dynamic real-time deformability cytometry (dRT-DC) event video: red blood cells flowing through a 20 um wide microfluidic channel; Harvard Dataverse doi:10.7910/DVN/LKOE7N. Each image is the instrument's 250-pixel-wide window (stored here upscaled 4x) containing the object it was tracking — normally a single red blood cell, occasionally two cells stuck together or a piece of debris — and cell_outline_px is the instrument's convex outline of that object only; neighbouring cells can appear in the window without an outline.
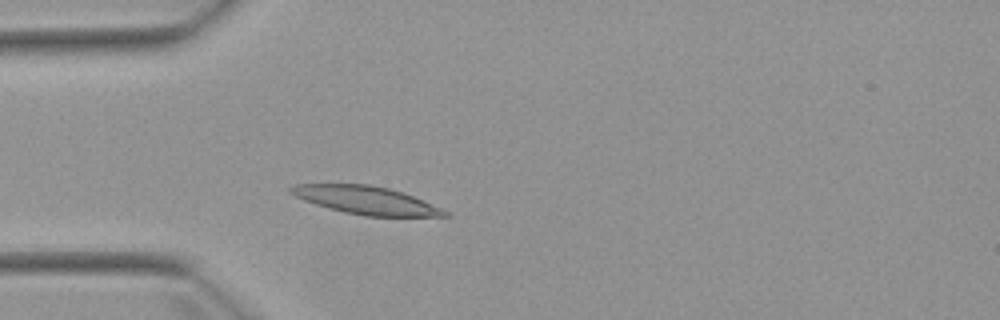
{"species": "Egyptian fruit bat (a non-hibernating species)", "species_latin": "Rousettus aegyptiacus", "temperature_condition": "warm", "stored_images_in_passage": 3, "camera_frame_rate_fps": 3000, "um_per_image_px": 0.085, "animal": {"sex": "female"}, "frame": {"image": 1, "passage_image": 3, "time_ms": 2.333, "image_size_px": [1000, 320], "cell_outline_px": [[452, 216], [364, 216], [344, 212], [328, 208], [304, 200], [288, 192], [288, 188], [296, 184], [368, 184], [388, 188], [412, 196], [440, 208], [448, 212]], "centroid_in_image_um": [31.07, 17.02], "position_along_channel_um": 53.9, "area_um2": 24.74}}